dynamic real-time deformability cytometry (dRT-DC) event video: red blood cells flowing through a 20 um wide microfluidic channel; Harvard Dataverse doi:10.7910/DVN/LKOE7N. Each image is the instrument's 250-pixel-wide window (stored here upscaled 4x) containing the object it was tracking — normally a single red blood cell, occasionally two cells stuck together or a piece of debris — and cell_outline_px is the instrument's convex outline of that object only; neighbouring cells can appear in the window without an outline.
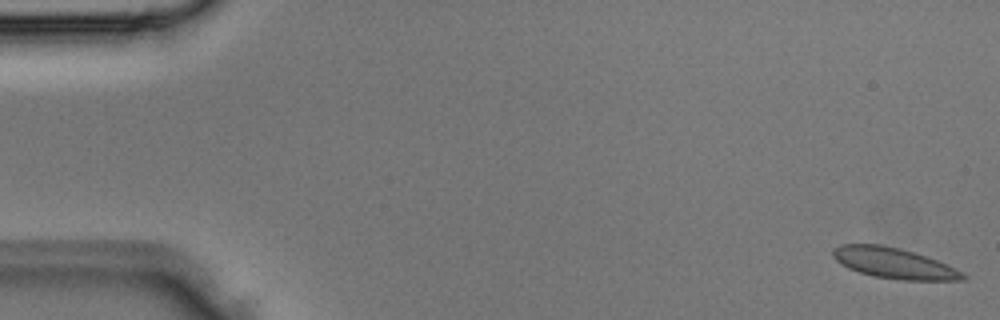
{"species": "Egyptian fruit bat (a non-hibernating species)", "species_latin": "Rousettus aegyptiacus", "temperature_condition": "room temperature", "stored_images_in_passage": 3, "camera_frame_rate_fps": 3000, "um_per_image_px": 0.085, "animal": {"sex": "male"}, "frame": {"image": 1, "passage_image": 1, "time_ms": 0.0, "image_size_px": [1000, 320], "cell_outline_px": [[968, 276], [964, 280], [904, 280], [872, 276], [848, 268], [840, 264], [832, 256], [832, 248], [840, 244], [880, 244], [900, 248], [948, 264]], "centroid_in_image_um": [75.95, 22.36], "position_along_channel_um": 9.1, "area_um2": 23.18}}